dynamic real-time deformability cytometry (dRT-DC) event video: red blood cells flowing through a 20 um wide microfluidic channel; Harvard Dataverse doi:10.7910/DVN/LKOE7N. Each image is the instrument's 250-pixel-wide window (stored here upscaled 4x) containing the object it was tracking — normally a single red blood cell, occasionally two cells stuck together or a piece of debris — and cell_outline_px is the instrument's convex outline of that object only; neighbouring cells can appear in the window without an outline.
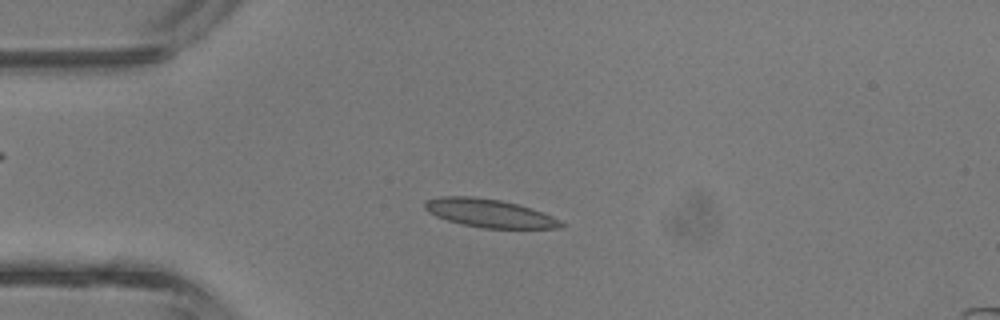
{"species": "common noctule bat (a hibernating species)", "species_latin": "Nyctalus noctula", "temperature_condition": "room temperature", "stored_images_in_passage": 41, "camera_frame_rate_fps": 3000, "um_per_image_px": 0.085, "animal": {"sex": "male", "body_mass_g": 13.3}, "frame": {"image": 1, "passage_image": 10, "time_ms": 3.0, "image_size_px": [1000, 320], "cell_outline_px": [[564, 224], [560, 228], [484, 228], [464, 224], [448, 220], [436, 216], [428, 212], [424, 208], [424, 200], [440, 196], [472, 196], [500, 200], [516, 204], [544, 212], [560, 220]], "centroid_in_image_um": [41.57, 18.11], "position_along_channel_um": 43.4, "area_um2": 22.31}}
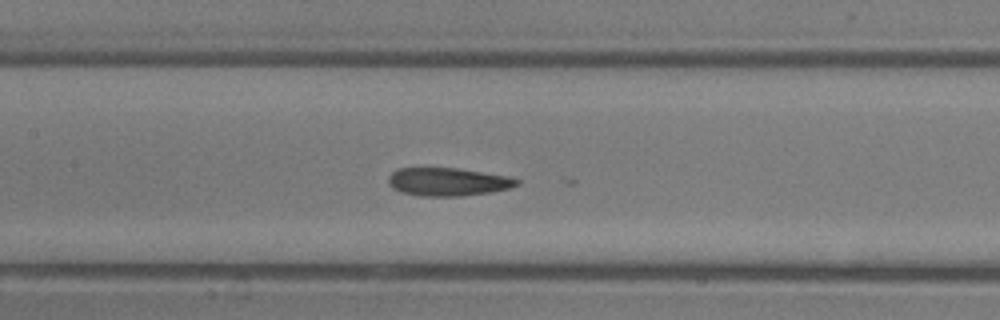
{"frame": {"image": 2, "passage_image": 19, "time_ms": 6.0, "image_size_px": [1000, 320], "cell_outline_px": [[520, 184], [512, 188], [464, 196], [420, 196], [404, 192], [392, 188], [388, 184], [388, 176], [392, 172], [400, 168], [456, 168], [512, 176], [520, 180]], "centroid_in_image_um": [38.12, 15.45], "position_along_channel_um": 169.3, "area_um2": 21.21}}
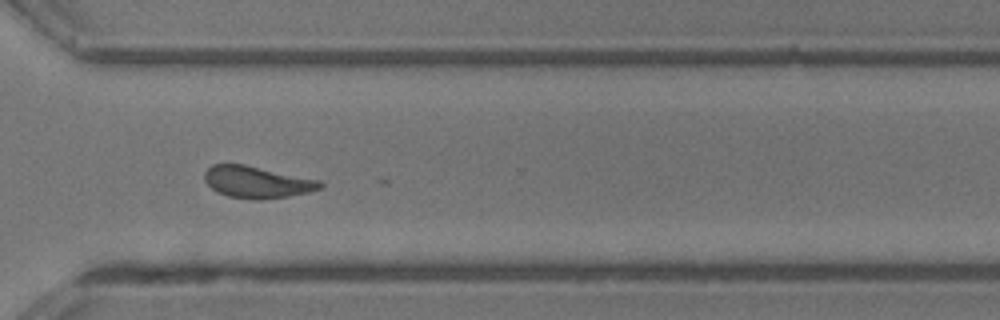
{"frame": {"image": 3, "passage_image": 30, "time_ms": 9.667, "image_size_px": [1000, 320], "cell_outline_px": [[324, 188], [308, 192], [288, 196], [260, 200], [252, 200], [228, 196], [212, 188], [204, 180], [204, 172], [212, 164], [244, 164], [320, 180], [324, 184]], "centroid_in_image_um": [21.87, 15.48], "position_along_channel_um": 348.7, "area_um2": 21.44}}